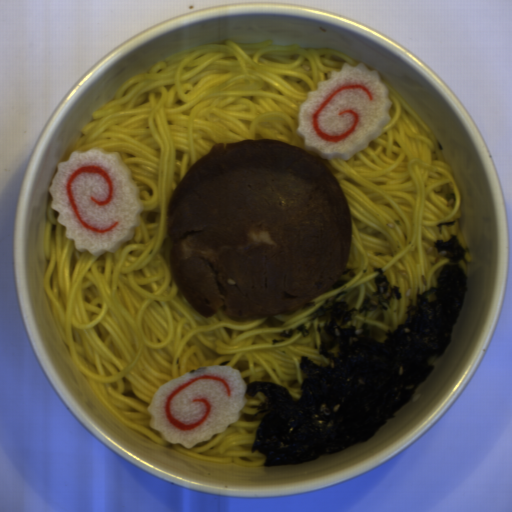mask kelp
I'll list each match as a JSON object with an SVG mask.
<instances>
[{
  "mask_svg": "<svg viewBox=\"0 0 512 512\" xmlns=\"http://www.w3.org/2000/svg\"><path fill=\"white\" fill-rule=\"evenodd\" d=\"M296 333H300L301 337L302 338H307L310 331L309 329H307V325L304 323V324H301L299 326H296L295 328H289L288 330H282L279 334V336H281L282 338H285V339H291L293 334H296Z\"/></svg>",
  "mask_w": 512,
  "mask_h": 512,
  "instance_id": "kelp-2",
  "label": "kelp"
},
{
  "mask_svg": "<svg viewBox=\"0 0 512 512\" xmlns=\"http://www.w3.org/2000/svg\"><path fill=\"white\" fill-rule=\"evenodd\" d=\"M354 278H356V272L355 270H352V269H346L345 271V275L342 279H340L336 284H334L331 288H329L327 291L325 292H331L345 284H347L348 282H350L351 280H353Z\"/></svg>",
  "mask_w": 512,
  "mask_h": 512,
  "instance_id": "kelp-3",
  "label": "kelp"
},
{
  "mask_svg": "<svg viewBox=\"0 0 512 512\" xmlns=\"http://www.w3.org/2000/svg\"><path fill=\"white\" fill-rule=\"evenodd\" d=\"M265 324L267 326V328H280L282 326H284V321H282L280 318H278L277 316L275 317H266L265 319Z\"/></svg>",
  "mask_w": 512,
  "mask_h": 512,
  "instance_id": "kelp-4",
  "label": "kelp"
},
{
  "mask_svg": "<svg viewBox=\"0 0 512 512\" xmlns=\"http://www.w3.org/2000/svg\"><path fill=\"white\" fill-rule=\"evenodd\" d=\"M455 224H456L455 220L454 221H448V222H439V223H436V228H437L439 234H442V228L443 227L452 228Z\"/></svg>",
  "mask_w": 512,
  "mask_h": 512,
  "instance_id": "kelp-6",
  "label": "kelp"
},
{
  "mask_svg": "<svg viewBox=\"0 0 512 512\" xmlns=\"http://www.w3.org/2000/svg\"><path fill=\"white\" fill-rule=\"evenodd\" d=\"M445 199L447 202L446 207L451 206L452 209H454L456 201H457L455 193L450 191L449 193L446 194Z\"/></svg>",
  "mask_w": 512,
  "mask_h": 512,
  "instance_id": "kelp-5",
  "label": "kelp"
},
{
  "mask_svg": "<svg viewBox=\"0 0 512 512\" xmlns=\"http://www.w3.org/2000/svg\"><path fill=\"white\" fill-rule=\"evenodd\" d=\"M287 340L285 339H276L274 338L272 341H271V345H277V344H280V343H285Z\"/></svg>",
  "mask_w": 512,
  "mask_h": 512,
  "instance_id": "kelp-7",
  "label": "kelp"
},
{
  "mask_svg": "<svg viewBox=\"0 0 512 512\" xmlns=\"http://www.w3.org/2000/svg\"><path fill=\"white\" fill-rule=\"evenodd\" d=\"M437 254L448 258L436 285L416 288L406 315L390 329L350 320L366 311H385L402 292L381 267H374L376 290L359 308L351 309L347 291L338 292L308 314L317 321L321 340L320 366L302 356L299 398L273 381L251 380L244 393L263 394L256 413L240 412L238 420L257 422L251 454L259 451L262 467H294L330 454L341 453L373 439L409 403L416 390L435 370L451 344L461 316L468 274L461 261L470 252L457 235L434 241Z\"/></svg>",
  "mask_w": 512,
  "mask_h": 512,
  "instance_id": "kelp-1",
  "label": "kelp"
}]
</instances>
